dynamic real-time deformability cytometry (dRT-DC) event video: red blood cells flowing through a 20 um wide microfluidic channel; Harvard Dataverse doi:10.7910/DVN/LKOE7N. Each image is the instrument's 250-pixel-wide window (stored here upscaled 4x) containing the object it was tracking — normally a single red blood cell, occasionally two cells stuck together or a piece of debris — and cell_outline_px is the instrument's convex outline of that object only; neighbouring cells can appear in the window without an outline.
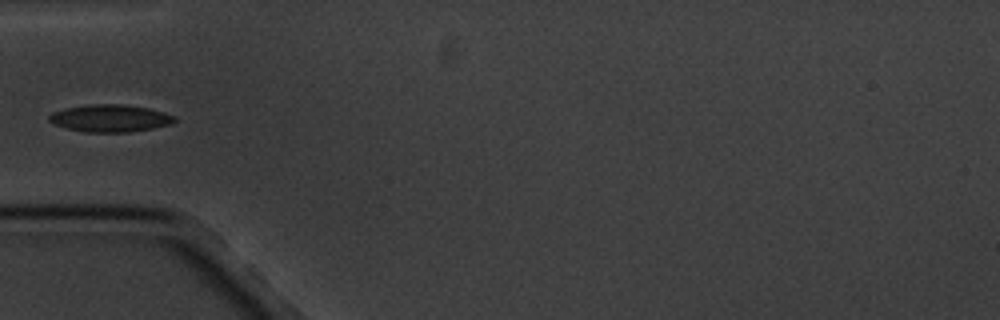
{"species": "common noctule bat (a hibernating species)", "species_latin": "Nyctalus noctula", "temperature_condition": "cold", "stored_images_in_passage": 5, "camera_frame_rate_fps": 3000, "um_per_image_px": 0.085, "animal": {"sex": "male", "body_mass_g": 20.1, "forearm_length_mm": 53.5}, "frame": {"image": 1, "passage_image": 5, "time_ms": 4.667, "image_size_px": [1000, 320], "cell_outline_px": [[176, 120], [172, 124], [152, 128], [128, 132], [84, 132], [52, 124], [48, 120], [48, 116], [52, 112], [64, 108], [88, 104], [120, 104], [148, 108], [176, 116]], "centroid_in_image_um": [9.33, 10.05], "position_along_channel_um": 75.7, "area_um2": 20.0}}